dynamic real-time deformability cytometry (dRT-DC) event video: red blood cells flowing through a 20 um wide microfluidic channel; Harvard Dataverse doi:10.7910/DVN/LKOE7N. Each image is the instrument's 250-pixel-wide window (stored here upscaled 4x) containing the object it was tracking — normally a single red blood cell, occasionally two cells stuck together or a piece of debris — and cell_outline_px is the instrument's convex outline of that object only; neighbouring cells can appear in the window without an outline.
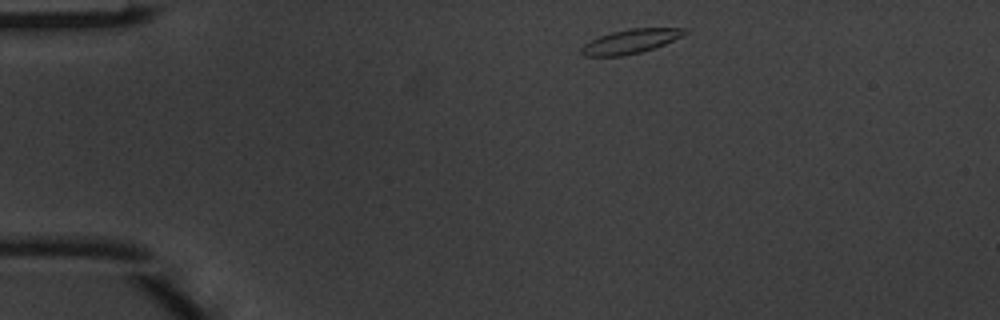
{"species": "common noctule bat (a hibernating species)", "species_latin": "Nyctalus noctula", "temperature_condition": "warm", "stored_images_in_passage": 4, "camera_frame_rate_fps": 3000, "um_per_image_px": 0.085, "animal": {"sex": "male", "body_mass_g": 20.1, "forearm_length_mm": 53.5}, "frame": {"image": 1, "passage_image": 1, "time_ms": 0.0, "image_size_px": [1000, 320], "cell_outline_px": [[688, 32], [664, 44], [640, 52], [620, 56], [584, 56], [580, 52], [580, 48], [584, 44], [600, 36], [612, 32], [628, 28], [688, 28]], "centroid_in_image_um": [53.57, 3.51], "position_along_channel_um": 31.4, "area_um2": 14.33}}